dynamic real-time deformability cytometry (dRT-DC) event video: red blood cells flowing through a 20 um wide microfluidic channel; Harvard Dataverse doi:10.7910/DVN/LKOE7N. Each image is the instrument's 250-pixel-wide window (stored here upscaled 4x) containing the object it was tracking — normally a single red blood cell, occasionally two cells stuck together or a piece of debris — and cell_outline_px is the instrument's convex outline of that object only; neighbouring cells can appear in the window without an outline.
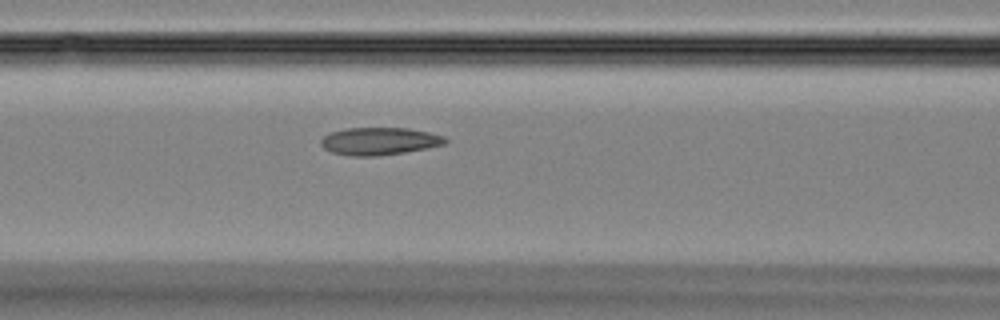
{"species": "Egyptian fruit bat (a non-hibernating species)", "species_latin": "Rousettus aegyptiacus", "temperature_condition": "room temperature", "stored_images_in_passage": 48, "camera_frame_rate_fps": 3000, "um_per_image_px": 0.085, "animal": {"sex": "female"}, "frame": {"image": 1, "passage_image": 20, "time_ms": 6.333, "image_size_px": [1000, 320], "cell_outline_px": [[448, 140], [444, 144], [428, 148], [404, 152], [376, 156], [352, 156], [332, 152], [324, 148], [320, 144], [320, 140], [324, 136], [332, 132], [348, 128], [408, 128], [428, 132], [444, 136]], "centroid_in_image_um": [32.25, 12.0], "position_along_channel_um": 134.4, "area_um2": 19.83}}
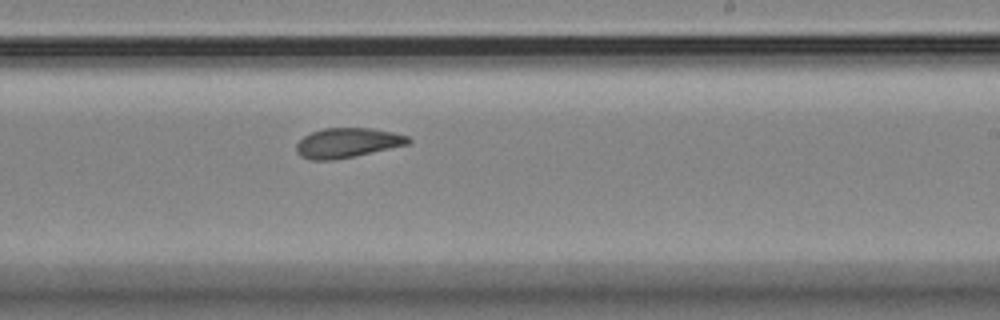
{"frame": {"image": 2, "passage_image": 29, "time_ms": 9.333, "image_size_px": [1000, 320], "cell_outline_px": [[412, 140], [408, 144], [336, 160], [308, 160], [300, 156], [296, 152], [296, 144], [304, 136], [312, 132], [324, 128], [368, 128], [392, 132], [408, 136]], "centroid_in_image_um": [29.49, 12.15], "position_along_channel_um": 259.5, "area_um2": 19.31}}
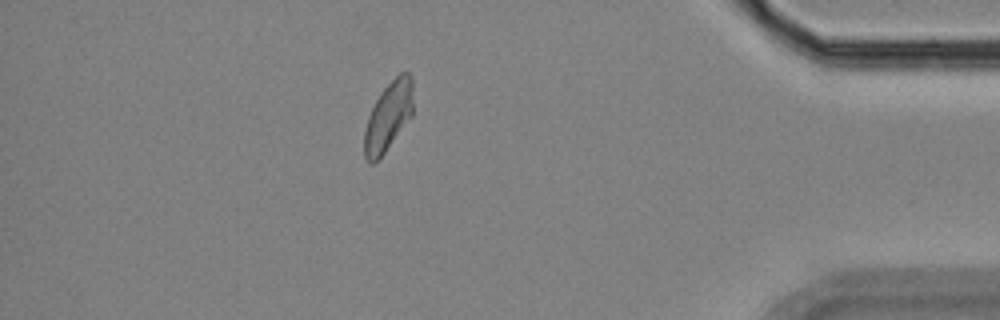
{"frame": {"image": 3, "passage_image": 42, "time_ms": 13.667, "image_size_px": [1000, 320], "cell_outline_px": [[412, 116], [384, 152], [372, 164], [368, 164], [364, 156], [364, 132], [368, 116], [380, 92], [400, 72], [408, 72], [412, 76]], "centroid_in_image_um": [33.0, 9.88], "position_along_channel_um": 402.2, "area_um2": 19.42}}